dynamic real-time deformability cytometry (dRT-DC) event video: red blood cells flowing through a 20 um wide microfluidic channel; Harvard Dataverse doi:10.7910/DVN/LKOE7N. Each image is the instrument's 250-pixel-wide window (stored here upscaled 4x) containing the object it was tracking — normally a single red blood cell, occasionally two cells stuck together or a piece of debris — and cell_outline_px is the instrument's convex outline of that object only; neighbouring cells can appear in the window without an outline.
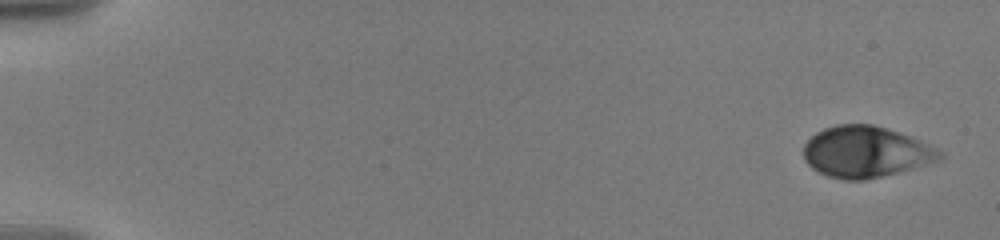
{"species": "human", "species_latin": "Homo sapiens", "temperature_condition": "warm", "stored_images_in_passage": 47, "camera_frame_rate_fps": 3000, "um_per_image_px": 0.085, "donor": {"sex": "male"}, "frame": {"image": 1, "passage_image": 1, "time_ms": 0.0, "image_size_px": [1000, 240], "cell_outline_px": [[944, 156], [940, 160], [896, 172], [864, 180], [844, 180], [828, 176], [812, 168], [804, 160], [804, 144], [816, 132], [824, 128], [836, 124], [872, 124], [908, 136], [940, 152]], "centroid_in_image_um": [73.5, 12.91], "position_along_channel_um": 11.5, "area_um2": 39.77}}
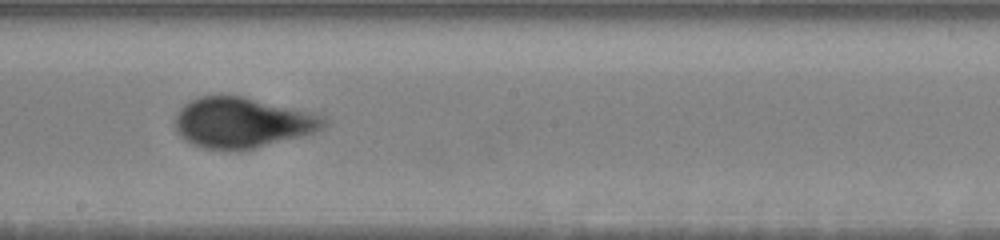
{"frame": {"image": 2, "passage_image": 27, "time_ms": 10.667, "image_size_px": [1000, 240], "cell_outline_px": [[328, 124], [324, 128], [316, 132], [304, 136], [256, 148], [232, 152], [204, 148], [184, 140], [176, 132], [176, 112], [184, 104], [200, 96], [244, 96], [312, 112], [324, 116], [328, 120]], "centroid_in_image_um": [20.63, 10.44], "position_along_channel_um": 227.6, "area_um2": 44.33}}
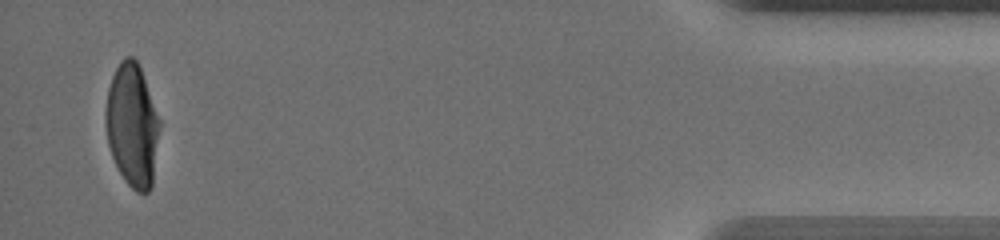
{"frame": {"image": 3, "passage_image": 47, "time_ms": 18.0, "image_size_px": [1000, 240], "cell_outline_px": [[160, 124], [152, 188], [148, 192], [136, 192], [124, 180], [112, 156], [108, 144], [104, 124], [104, 112], [108, 88], [112, 76], [120, 60], [124, 56], [132, 56], [136, 60], [140, 68], [160, 120]], "centroid_in_image_um": [11.22, 10.65], "position_along_channel_um": 424.0, "area_um2": 38.84}, "authors_computed_cell_mechanics": {"area_um2": 42.3096, "velocity_mm_per_s": 3.5722, "shape_relaxation_time_tau1_ms": 5.1053, "shape_relaxation_time_tau2_ms": null, "deformation_change_tau1": 0.1922, "deformation_change_tau2": null}}